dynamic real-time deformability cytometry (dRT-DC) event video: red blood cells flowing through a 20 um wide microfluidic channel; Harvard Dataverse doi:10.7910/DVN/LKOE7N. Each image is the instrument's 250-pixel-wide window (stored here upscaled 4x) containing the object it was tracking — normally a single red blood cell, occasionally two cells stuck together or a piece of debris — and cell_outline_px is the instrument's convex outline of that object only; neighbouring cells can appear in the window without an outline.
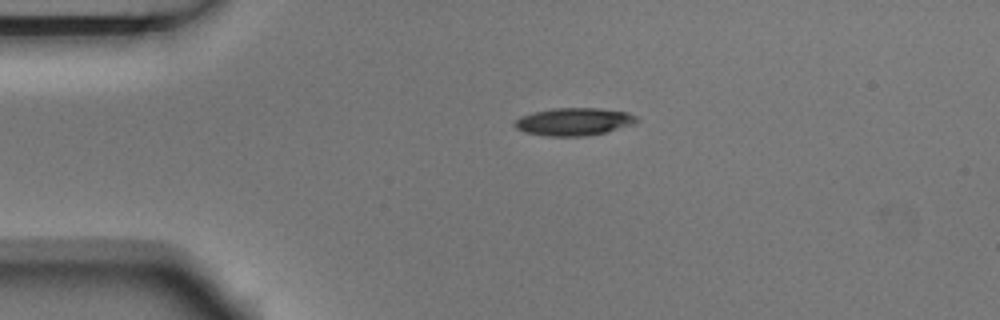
{"species": "Egyptian fruit bat (a non-hibernating species)", "species_latin": "Rousettus aegyptiacus", "temperature_condition": "room temperature", "stored_images_in_passage": 3, "segment_of_instrument_passage": [1, 2], "camera_frame_rate_fps": 3000, "um_per_image_px": 0.085, "animal": {"sex": "male"}, "frame": {"image": 1, "passage_image": 1, "time_ms": 0.0, "image_size_px": [1000, 320], "cell_outline_px": [[640, 120], [636, 124], [608, 132], [584, 136], [548, 136], [524, 132], [516, 128], [512, 124], [520, 116], [532, 112], [552, 108], [600, 108], [628, 112], [636, 116]], "centroid_in_image_um": [48.81, 10.34], "position_along_channel_um": 36.2, "area_um2": 20.0}}